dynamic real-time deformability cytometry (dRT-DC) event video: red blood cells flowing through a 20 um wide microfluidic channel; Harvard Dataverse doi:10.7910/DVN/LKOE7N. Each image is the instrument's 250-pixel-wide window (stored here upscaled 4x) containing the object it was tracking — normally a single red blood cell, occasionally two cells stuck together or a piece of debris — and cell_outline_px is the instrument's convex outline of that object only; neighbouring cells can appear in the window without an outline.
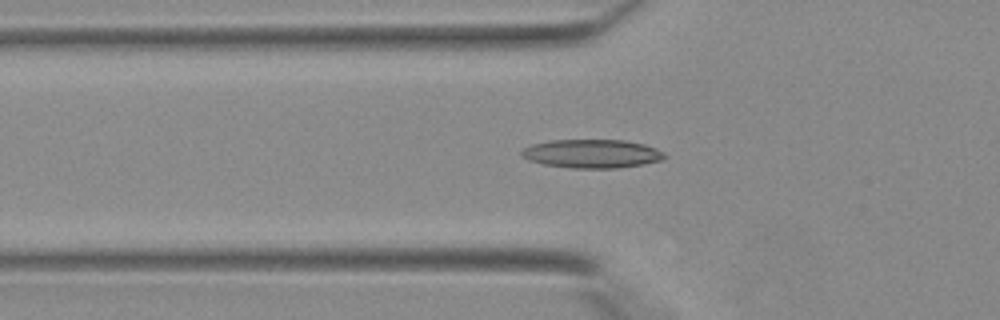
{"species": "Egyptian fruit bat (a non-hibernating species)", "species_latin": "Rousettus aegyptiacus", "temperature_condition": "warm", "stored_images_in_passage": 43, "segment_of_instrument_passage": [1, 2], "camera_frame_rate_fps": 3000, "um_per_image_px": 0.085, "animal": {"sex": "female"}, "frame": {"image": 1, "passage_image": 15, "time_ms": 4.667, "image_size_px": [1000, 320], "cell_outline_px": [[668, 156], [664, 160], [644, 164], [616, 168], [572, 168], [544, 164], [528, 160], [520, 156], [520, 152], [524, 148], [532, 144], [552, 140], [624, 140], [644, 144], [656, 148], [664, 152]], "centroid_in_image_um": [50.34, 13.06], "position_along_channel_um": 75.5, "area_um2": 23.99}}
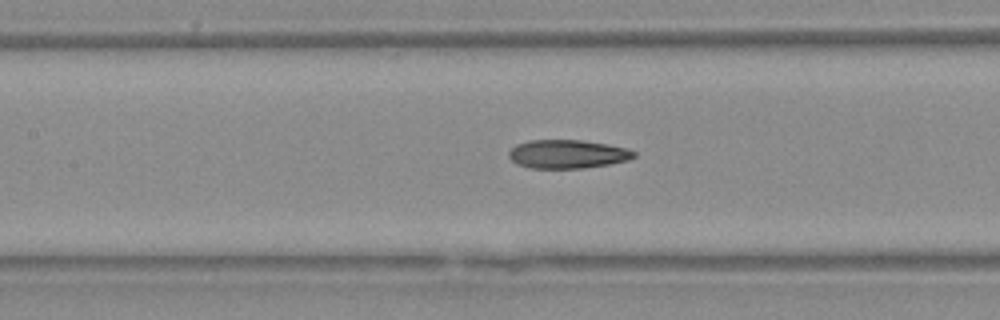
{"frame": {"image": 2, "passage_image": 20, "time_ms": 6.333, "image_size_px": [1000, 320], "cell_outline_px": [[636, 156], [628, 160], [608, 164], [584, 168], [528, 168], [516, 164], [508, 156], [508, 152], [516, 144], [528, 140], [580, 140], [608, 144], [624, 148], [636, 152]], "centroid_in_image_um": [48.2, 13.1], "position_along_channel_um": 159.2, "area_um2": 20.87}}
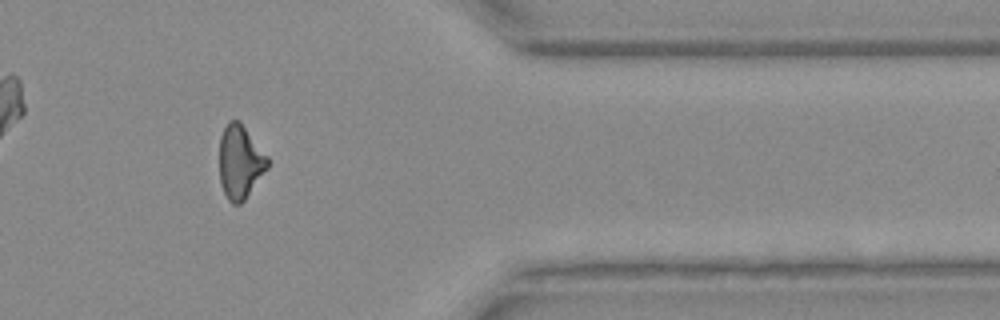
{"frame": {"image": 3, "passage_image": 35, "time_ms": 11.333, "image_size_px": [1000, 320], "cell_outline_px": [[268, 168], [244, 200], [240, 204], [232, 204], [228, 200], [220, 184], [220, 136], [228, 120], [240, 120], [268, 156]], "centroid_in_image_um": [20.41, 13.74], "position_along_channel_um": 391.0, "area_um2": 20.75}}